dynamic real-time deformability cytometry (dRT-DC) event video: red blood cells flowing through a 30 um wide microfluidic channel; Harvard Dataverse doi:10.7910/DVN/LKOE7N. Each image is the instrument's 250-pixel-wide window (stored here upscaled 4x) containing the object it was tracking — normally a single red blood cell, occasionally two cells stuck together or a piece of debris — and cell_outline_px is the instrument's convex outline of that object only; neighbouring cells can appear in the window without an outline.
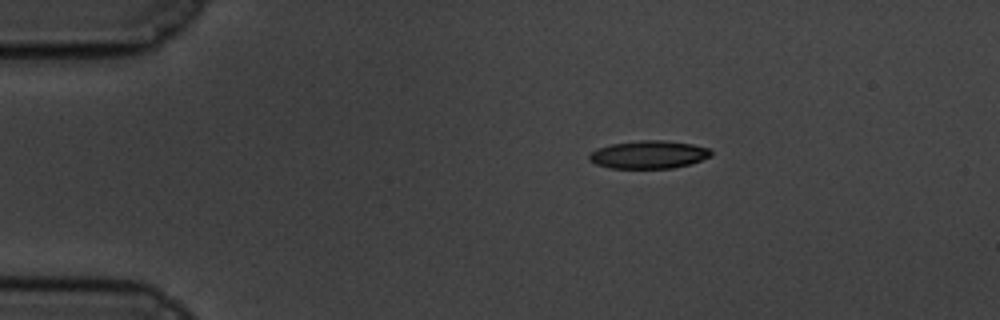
{"species": "common noctule bat (a hibernating species)", "species_latin": "Nyctalus noctula", "temperature_condition": "cold", "stored_images_in_passage": 48, "camera_frame_rate_fps": 3000, "um_per_image_px": 0.085, "animal": {"sex": "male", "body_mass_g": 19.5, "forearm_length_mm": 54.6}, "frame": {"image": 1, "passage_image": 1, "time_ms": 0.0, "image_size_px": [1000, 320], "cell_outline_px": [[712, 156], [692, 164], [672, 168], [612, 168], [596, 164], [588, 160], [588, 156], [596, 148], [612, 144], [640, 140], [664, 140], [692, 144], [708, 148], [712, 152]], "centroid_in_image_um": [55.16, 13.14], "position_along_channel_um": 29.8, "area_um2": 19.88}}
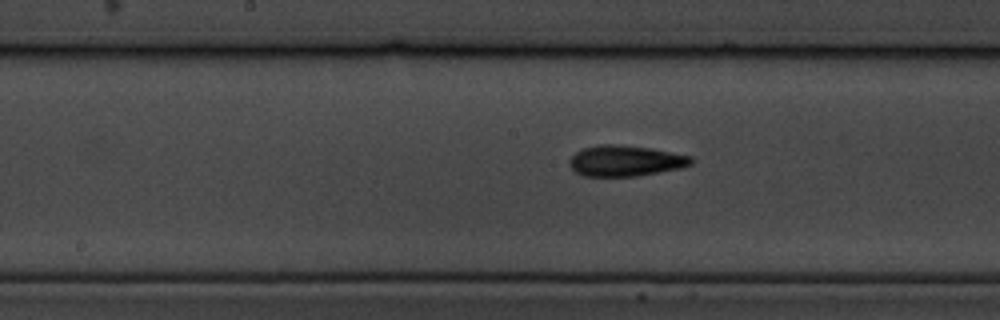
{"frame": {"image": 2, "passage_image": 20, "time_ms": 6.333, "image_size_px": [1000, 320], "cell_outline_px": [[692, 164], [684, 168], [636, 176], [584, 176], [576, 172], [568, 164], [568, 160], [576, 152], [584, 148], [600, 144], [616, 144], [652, 148], [692, 156]], "centroid_in_image_um": [53.18, 13.67], "position_along_channel_um": 195.0, "area_um2": 22.02}}
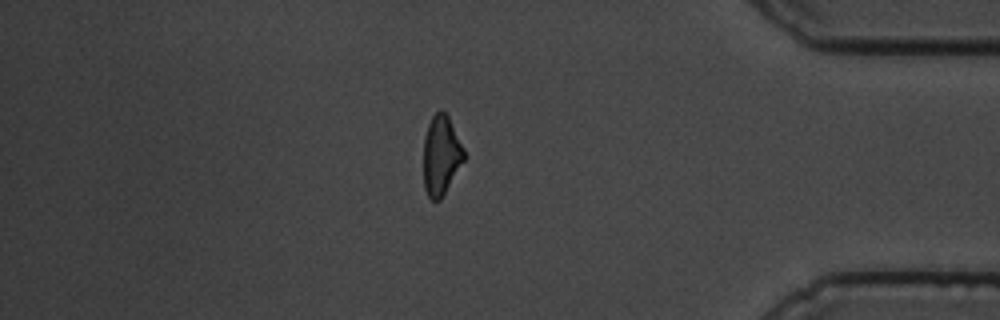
{"frame": {"image": 3, "passage_image": 40, "time_ms": 13.0, "image_size_px": [1000, 320], "cell_outline_px": [[468, 156], [440, 200], [432, 200], [428, 196], [424, 188], [424, 136], [428, 124], [432, 116], [440, 108], [448, 116]], "centroid_in_image_um": [37.52, 13.2], "position_along_channel_um": 397.7, "area_um2": 19.02}, "authors_computed_cell_mechanics": {"area_um2": 20.2589, "velocity_mm_per_s": 3.4949, "shape_relaxation_time_tau1_ms": 3.4051, "shape_relaxation_time_tau2_ms": 4.4316, "deformation_change_tau1": 0.1394, "deformation_change_tau2": 0.1402}}